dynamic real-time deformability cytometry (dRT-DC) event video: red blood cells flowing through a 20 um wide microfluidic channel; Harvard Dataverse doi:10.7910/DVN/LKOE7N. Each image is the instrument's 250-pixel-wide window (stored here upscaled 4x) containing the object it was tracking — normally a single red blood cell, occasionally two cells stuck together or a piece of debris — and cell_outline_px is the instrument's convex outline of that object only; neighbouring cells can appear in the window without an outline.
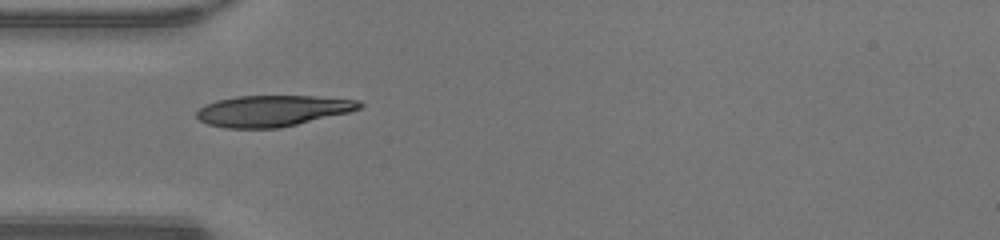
{"species": "human", "species_latin": "Homo sapiens", "temperature_condition": "warm", "stored_images_in_passage": 34, "camera_frame_rate_fps": 3000, "um_per_image_px": 0.085, "donor": {"sex": "male"}, "frame": {"image": 1, "passage_image": 1, "time_ms": 0.0, "image_size_px": [1000, 240], "cell_outline_px": [[364, 104], [360, 108], [348, 112], [280, 128], [224, 128], [208, 124], [200, 120], [196, 116], [196, 112], [204, 104], [216, 100], [236, 96], [316, 96], [360, 100]], "centroid_in_image_um": [23.15, 9.41], "position_along_channel_um": 61.9, "area_um2": 29.54}}
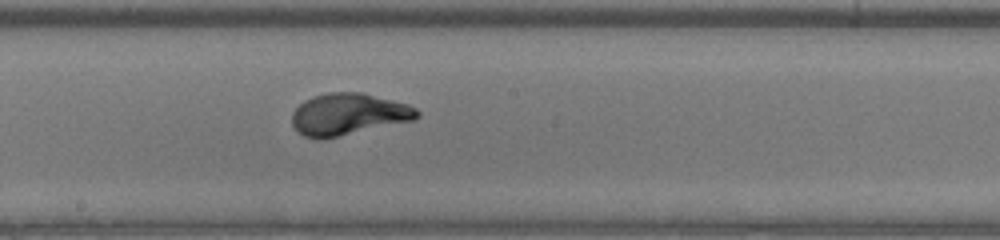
{"frame": {"image": 2, "passage_image": 12, "time_ms": 3.667, "image_size_px": [1000, 240], "cell_outline_px": [[420, 116], [416, 120], [324, 140], [320, 140], [304, 136], [296, 132], [292, 124], [292, 112], [304, 100], [312, 96], [328, 92], [360, 92], [408, 104], [416, 108], [420, 112]], "centroid_in_image_um": [29.61, 9.73], "position_along_channel_um": 218.6, "area_um2": 30.98}}
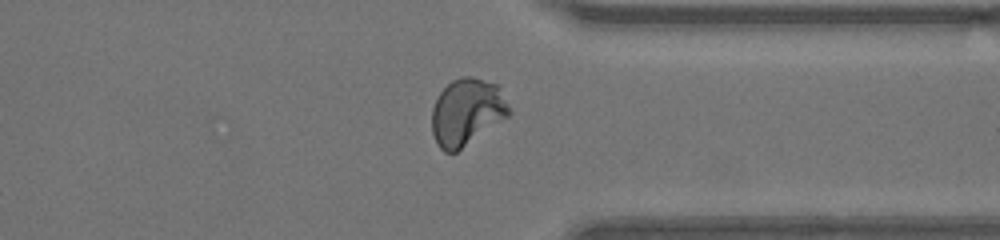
{"frame": {"image": 3, "passage_image": 23, "time_ms": 7.333, "image_size_px": [1000, 240], "cell_outline_px": [[512, 112], [508, 116], [456, 152], [444, 152], [436, 144], [432, 132], [432, 108], [440, 92], [452, 80], [460, 76], [472, 76], [500, 84]], "centroid_in_image_um": [39.7, 9.49], "position_along_channel_um": 371.7, "area_um2": 30.35}, "authors_computed_cell_mechanics": {"area_um2": 29.8537, "velocity_mm_per_s": 4.2639, "shape_relaxation_time_tau1_ms": 3.6109, "shape_relaxation_time_tau2_ms": null, "deformation_change_tau1": 0.2341, "deformation_change_tau2": null}}